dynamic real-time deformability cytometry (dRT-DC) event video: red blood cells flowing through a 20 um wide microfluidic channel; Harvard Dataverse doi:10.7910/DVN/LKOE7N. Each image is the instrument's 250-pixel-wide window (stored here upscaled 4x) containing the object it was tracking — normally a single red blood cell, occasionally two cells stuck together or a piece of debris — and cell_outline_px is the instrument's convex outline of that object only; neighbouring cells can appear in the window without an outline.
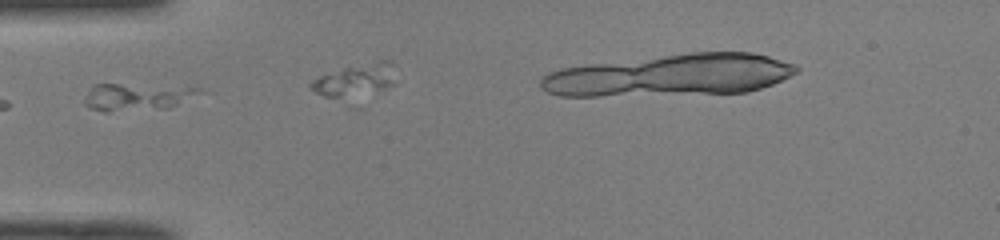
{"species": "common noctule bat (a hibernating species)", "species_latin": "Nyctalus noctula", "temperature_condition": "room temperature", "stored_images_in_passage": 11, "camera_frame_rate_fps": 3000, "um_per_image_px": 0.085, "animal": {"sex": "male", "body_mass_g": 19.0, "forearm_length_mm": 50.8}, "frame": {"image": 1, "passage_image": 1, "time_ms": 0.0, "image_size_px": [1000, 240], "cell_outline_px": [[208, 92], [168, 108], [108, 112], [104, 112], [92, 108], [84, 104], [84, 100], [88, 92], [96, 84], [120, 84], [204, 88]], "centroid_in_image_um": [11.73, 8.24], "position_along_channel_um": 73.3, "area_um2": 18.26}}